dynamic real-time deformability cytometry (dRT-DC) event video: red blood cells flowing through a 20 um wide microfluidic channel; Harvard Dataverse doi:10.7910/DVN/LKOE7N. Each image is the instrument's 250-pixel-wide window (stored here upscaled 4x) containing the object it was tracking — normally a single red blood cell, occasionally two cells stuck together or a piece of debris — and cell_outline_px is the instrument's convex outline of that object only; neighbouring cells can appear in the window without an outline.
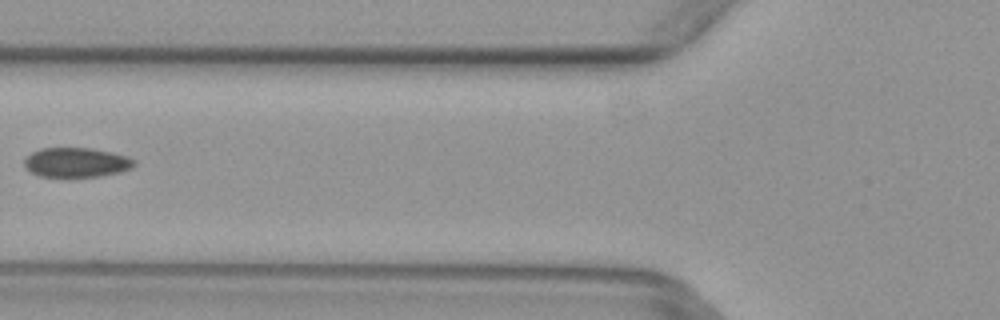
{"species": "common noctule bat (a hibernating species)", "species_latin": "Nyctalus noctula", "temperature_condition": "warm", "stored_images_in_passage": 4, "camera_frame_rate_fps": 3000, "um_per_image_px": 0.085, "animal": {"sex": "female", "body_mass_g": 29.2, "forearm_length_mm": 56.3}, "frame": {"image": 1, "passage_image": 3, "time_ms": 0.667, "image_size_px": [1000, 320], "cell_outline_px": [[136, 164], [132, 168], [120, 172], [100, 176], [40, 176], [24, 168], [24, 160], [32, 152], [40, 148], [92, 148], [112, 152], [128, 156], [136, 160]], "centroid_in_image_um": [6.52, 13.79], "position_along_channel_um": 119.3, "area_um2": 18.96}}
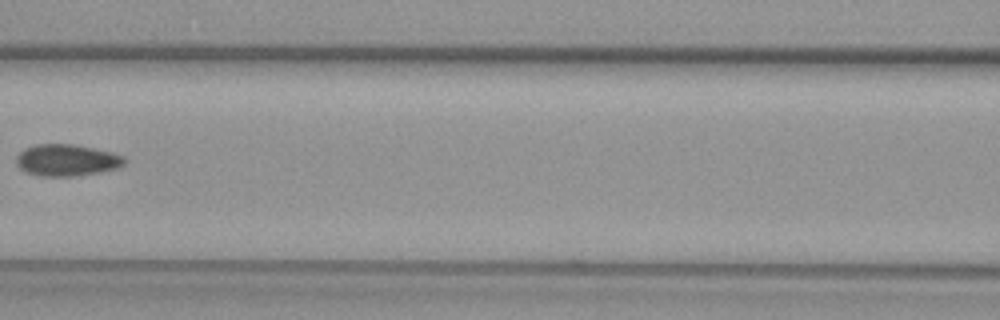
{"frame": {"image": 2, "passage_image": 4, "time_ms": 1.0, "image_size_px": [1000, 320], "cell_outline_px": [[128, 160], [124, 164], [116, 168], [100, 172], [76, 176], [36, 176], [24, 172], [16, 164], [16, 156], [24, 148], [36, 144], [72, 144], [112, 152], [124, 156]], "centroid_in_image_um": [5.65, 13.62], "position_along_channel_um": 160.9, "area_um2": 20.17}}